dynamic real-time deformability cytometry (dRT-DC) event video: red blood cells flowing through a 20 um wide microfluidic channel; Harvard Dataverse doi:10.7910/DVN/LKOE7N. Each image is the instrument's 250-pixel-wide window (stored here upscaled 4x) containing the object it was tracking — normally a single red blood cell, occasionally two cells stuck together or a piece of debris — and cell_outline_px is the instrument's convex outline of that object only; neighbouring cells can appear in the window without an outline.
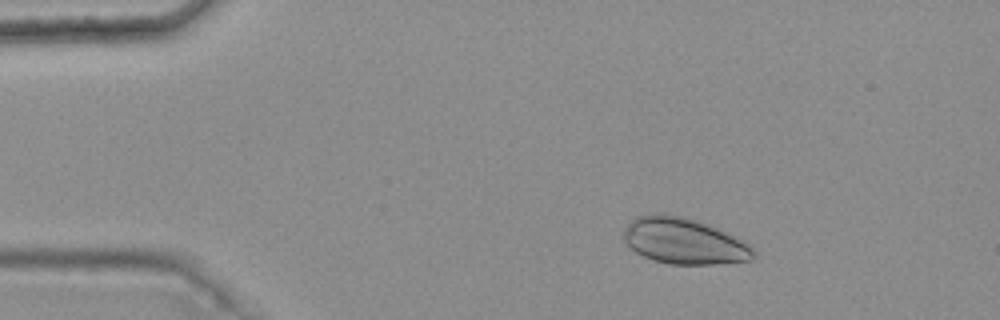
{"species": "common noctule bat (a hibernating species)", "species_latin": "Nyctalus noctula", "temperature_condition": "warm", "stored_images_in_passage": 4, "camera_frame_rate_fps": 3000, "um_per_image_px": 0.085, "animal": {"sex": "female", "body_mass_g": 25.1}, "frame": {"image": 1, "passage_image": 2, "time_ms": 0.333, "image_size_px": [1000, 320], "cell_outline_px": [[756, 256], [752, 260], [716, 264], [668, 264], [652, 260], [636, 252], [624, 240], [624, 228], [636, 216], [656, 212], [664, 212], [684, 216], [708, 224], [744, 240], [756, 252]], "centroid_in_image_um": [58.14, 20.47], "position_along_channel_um": 26.9, "area_um2": 35.2}}